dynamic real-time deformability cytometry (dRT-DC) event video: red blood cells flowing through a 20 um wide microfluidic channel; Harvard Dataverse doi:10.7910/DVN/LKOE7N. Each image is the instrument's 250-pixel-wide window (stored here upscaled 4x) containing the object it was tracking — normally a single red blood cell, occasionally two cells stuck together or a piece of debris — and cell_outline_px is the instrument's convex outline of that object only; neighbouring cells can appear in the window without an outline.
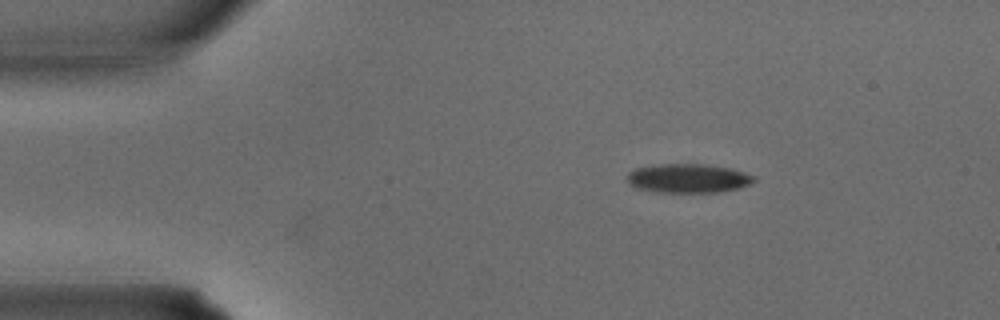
{"species": "common noctule bat (a hibernating species)", "species_latin": "Nyctalus noctula", "temperature_condition": "warm", "stored_images_in_passage": 2, "camera_frame_rate_fps": 3000, "um_per_image_px": 0.085, "animal": {"sex": "male", "body_mass_g": 15.6}, "frame": {"image": 1, "passage_image": 2, "time_ms": 0.333, "image_size_px": [1000, 320], "cell_outline_px": [[756, 180], [748, 184], [736, 188], [720, 192], [652, 192], [636, 188], [628, 184], [628, 172], [636, 168], [660, 164], [708, 164], [732, 168], [756, 176]], "centroid_in_image_um": [58.48, 15.15], "position_along_channel_um": 26.5, "area_um2": 21.56}}